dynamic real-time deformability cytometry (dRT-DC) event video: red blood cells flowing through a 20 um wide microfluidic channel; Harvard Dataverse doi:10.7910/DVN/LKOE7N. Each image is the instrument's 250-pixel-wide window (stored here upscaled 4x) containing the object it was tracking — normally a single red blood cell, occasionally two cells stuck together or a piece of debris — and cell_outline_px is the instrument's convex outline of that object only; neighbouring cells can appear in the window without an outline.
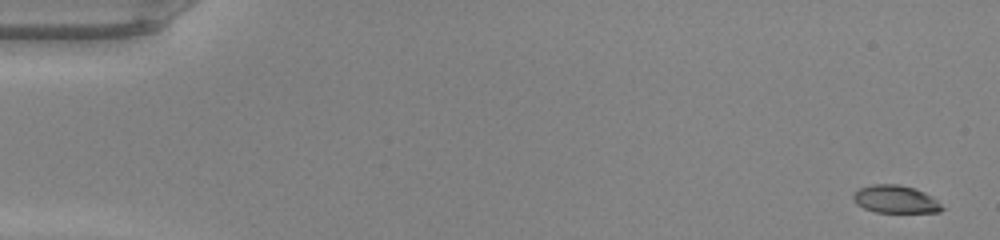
{"species": "common noctule bat (a hibernating species)", "species_latin": "Nyctalus noctula", "temperature_condition": "warm", "stored_images_in_passage": 48, "camera_frame_rate_fps": 3000, "um_per_image_px": 0.085, "animal": {"sex": "male", "body_mass_g": 20.0, "forearm_length_mm": 53.3}, "frame": {"image": 1, "passage_image": 1, "time_ms": 0.0, "image_size_px": [1000, 240], "cell_outline_px": [[944, 208], [940, 212], [876, 212], [864, 208], [856, 204], [852, 200], [852, 196], [860, 188], [872, 184], [900, 184], [916, 188], [924, 192], [936, 200]], "centroid_in_image_um": [76.1, 16.93], "position_along_channel_um": 8.9, "area_um2": 14.33}}
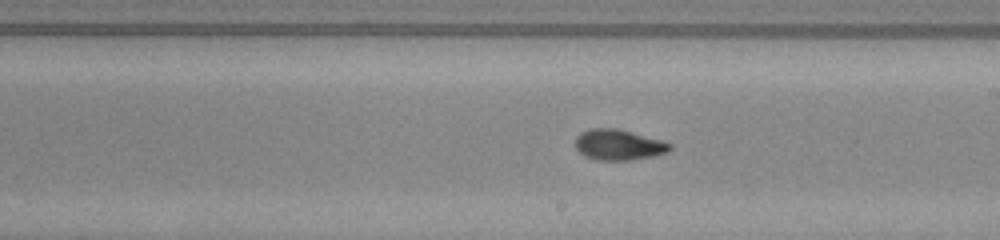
{"frame": {"image": 2, "passage_image": 28, "time_ms": 9.0, "image_size_px": [1000, 240], "cell_outline_px": [[672, 148], [668, 152], [652, 156], [632, 160], [596, 160], [584, 156], [576, 148], [576, 136], [580, 132], [592, 128], [616, 128], [664, 140], [672, 144]], "centroid_in_image_um": [52.6, 12.3], "position_along_channel_um": 236.4, "area_um2": 17.05}}
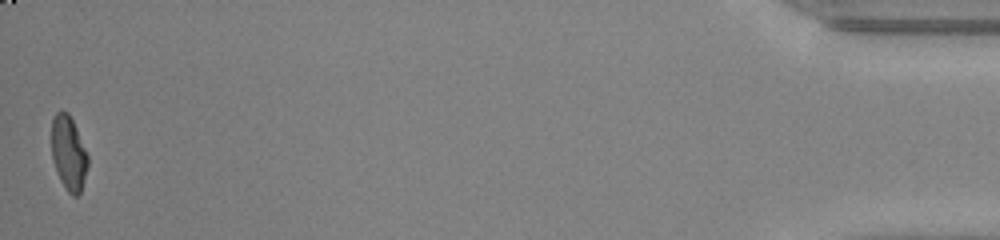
{"frame": {"image": 3, "passage_image": 48, "time_ms": 15.667, "image_size_px": [1000, 240], "cell_outline_px": [[88, 164], [84, 180], [80, 192], [76, 196], [72, 196], [68, 192], [60, 180], [52, 160], [52, 116], [60, 108], [68, 112], [76, 128], [88, 156]], "centroid_in_image_um": [5.81, 12.98], "position_along_channel_um": 429.4, "area_um2": 15.72}, "authors_computed_cell_mechanics": {"area_um2": 16.2418, "velocity_mm_per_s": 4.2878, "shape_relaxation_time_tau1_ms": 4.4293, "shape_relaxation_time_tau2_ms": null, "deformation_change_tau1": 0.2143, "deformation_change_tau2": null}}